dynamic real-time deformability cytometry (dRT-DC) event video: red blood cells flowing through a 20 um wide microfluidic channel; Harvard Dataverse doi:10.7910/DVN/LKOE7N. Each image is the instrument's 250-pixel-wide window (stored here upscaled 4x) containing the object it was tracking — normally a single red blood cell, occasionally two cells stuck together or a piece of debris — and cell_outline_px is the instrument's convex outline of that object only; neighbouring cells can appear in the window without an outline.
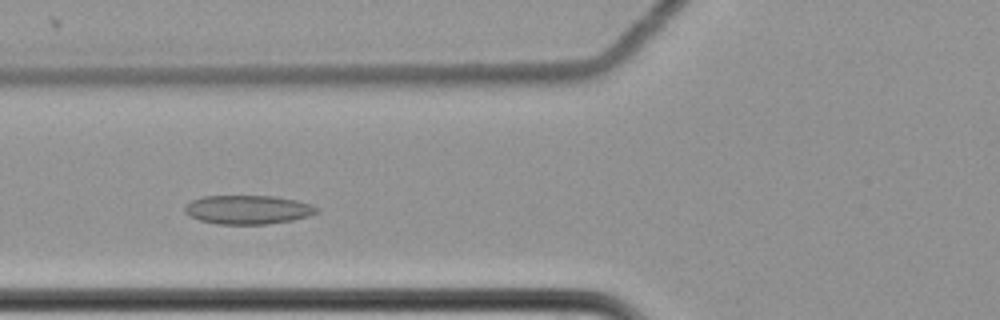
{"species": "common noctule bat (a hibernating species)", "species_latin": "Nyctalus noctula", "temperature_condition": "cold", "stored_images_in_passage": 53, "camera_frame_rate_fps": 3000, "um_per_image_px": 0.085, "animal": {"sex": "female", "body_mass_g": 22.7, "forearm_length_mm": 54.2}, "frame": {"image": 1, "passage_image": 17, "time_ms": 5.333, "image_size_px": [1000, 320], "cell_outline_px": [[320, 212], [308, 216], [292, 220], [268, 224], [216, 224], [200, 220], [188, 216], [184, 212], [184, 208], [192, 200], [204, 196], [272, 196], [296, 200], [312, 204], [320, 208]], "centroid_in_image_um": [21.09, 17.82], "position_along_channel_um": 104.7, "area_um2": 22.31}}
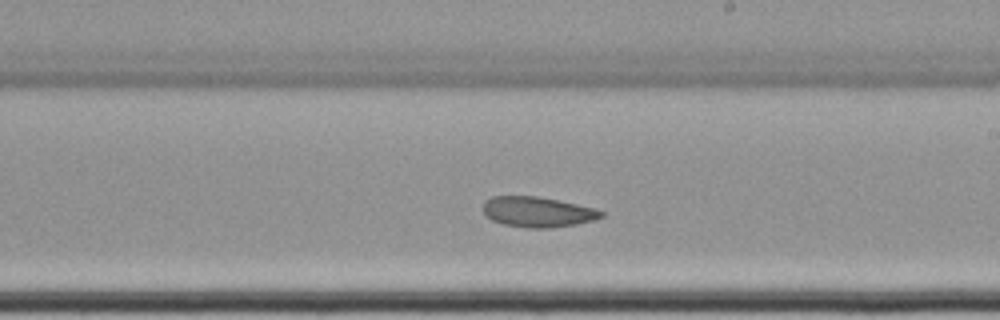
{"frame": {"image": 2, "passage_image": 29, "time_ms": 9.333, "image_size_px": [1000, 320], "cell_outline_px": [[604, 216], [592, 220], [576, 224], [548, 228], [528, 228], [504, 224], [492, 220], [484, 212], [484, 200], [492, 196], [536, 196], [596, 208], [604, 212]], "centroid_in_image_um": [45.7, 18.01], "position_along_channel_um": 243.3, "area_um2": 20.69}}
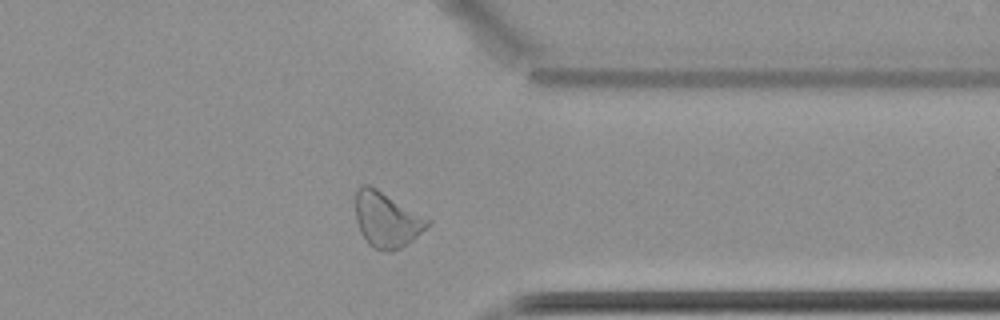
{"frame": {"image": 3, "passage_image": 41, "time_ms": 13.333, "image_size_px": [1000, 320], "cell_outline_px": [[432, 224], [408, 244], [392, 252], [388, 252], [372, 248], [368, 244], [360, 232], [356, 220], [356, 192], [364, 184], [368, 184], [376, 188], [432, 220]], "centroid_in_image_um": [32.9, 18.71], "position_along_channel_um": 378.5, "area_um2": 23.35}, "authors_computed_cell_mechanics": {"area_um2": 23.1778, "velocity_mm_per_s": 3.4644, "shape_relaxation_time_tau1_ms": null, "shape_relaxation_time_tau2_ms": 7.0424, "deformation_change_tau1": null, "deformation_change_tau2": 0.1105}}